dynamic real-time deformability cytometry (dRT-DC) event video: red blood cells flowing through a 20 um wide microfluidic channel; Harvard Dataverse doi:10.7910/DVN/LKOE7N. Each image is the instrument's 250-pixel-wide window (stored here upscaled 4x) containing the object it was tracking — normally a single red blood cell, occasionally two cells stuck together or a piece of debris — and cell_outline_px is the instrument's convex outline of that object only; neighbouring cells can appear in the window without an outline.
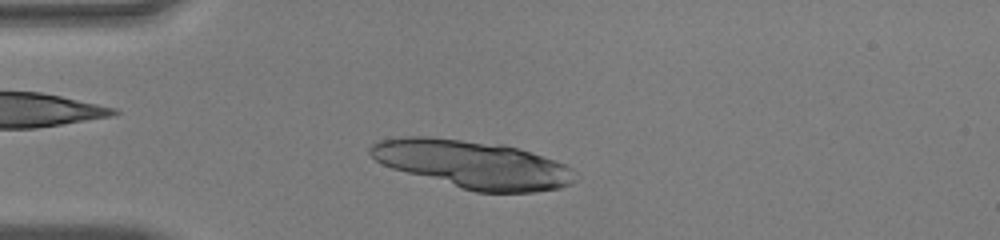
{"species": "human", "species_latin": "Homo sapiens", "temperature_condition": "warm", "stored_images_in_passage": 31, "camera_frame_rate_fps": 3000, "um_per_image_px": 0.085, "donor": {"sex": "male"}, "frame": {"image": 1, "passage_image": 6, "time_ms": 1.667, "image_size_px": [1000, 240], "cell_outline_px": [[580, 176], [572, 184], [560, 188], [532, 192], [476, 192], [392, 168], [376, 160], [368, 152], [368, 148], [372, 144], [380, 140], [404, 136], [432, 136], [504, 144], [532, 152], [556, 160], [572, 168]], "centroid_in_image_um": [40.24, 13.95], "position_along_channel_um": 44.8, "area_um2": 57.28}}